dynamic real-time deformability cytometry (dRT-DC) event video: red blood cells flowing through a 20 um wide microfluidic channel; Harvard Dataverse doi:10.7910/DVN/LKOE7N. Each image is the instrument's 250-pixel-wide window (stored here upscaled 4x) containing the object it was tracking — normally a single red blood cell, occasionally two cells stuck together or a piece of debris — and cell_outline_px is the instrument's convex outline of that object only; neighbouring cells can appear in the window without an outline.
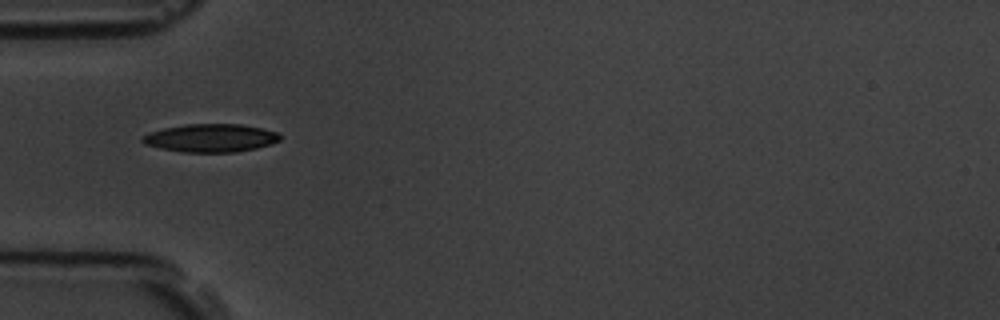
{"species": "common noctule bat (a hibernating species)", "species_latin": "Nyctalus noctula", "temperature_condition": "room temperature", "stored_images_in_passage": 4, "camera_frame_rate_fps": 3000, "um_per_image_px": 0.085, "animal": {"sex": "male", "body_mass_g": 19.5, "forearm_length_mm": 54.6}, "frame": {"image": 1, "passage_image": 2, "time_ms": 2.0, "image_size_px": [1000, 320], "cell_outline_px": [[280, 140], [272, 144], [256, 148], [236, 152], [184, 152], [160, 148], [144, 144], [140, 140], [148, 132], [164, 128], [184, 124], [240, 124], [260, 128], [276, 132], [280, 136]], "centroid_in_image_um": [17.89, 11.73], "position_along_channel_um": 67.1, "area_um2": 22.48}}
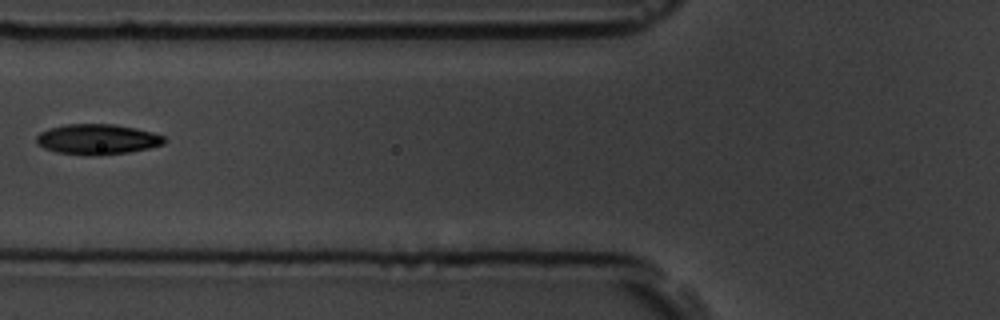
{"frame": {"image": 2, "passage_image": 3, "time_ms": 3.333, "image_size_px": [1000, 320], "cell_outline_px": [[168, 140], [164, 144], [148, 148], [128, 152], [100, 156], [88, 156], [56, 152], [44, 148], [36, 144], [36, 136], [40, 132], [48, 128], [64, 124], [116, 124], [136, 128], [152, 132], [164, 136]], "centroid_in_image_um": [8.26, 11.84], "position_along_channel_um": 117.5, "area_um2": 23.0}}
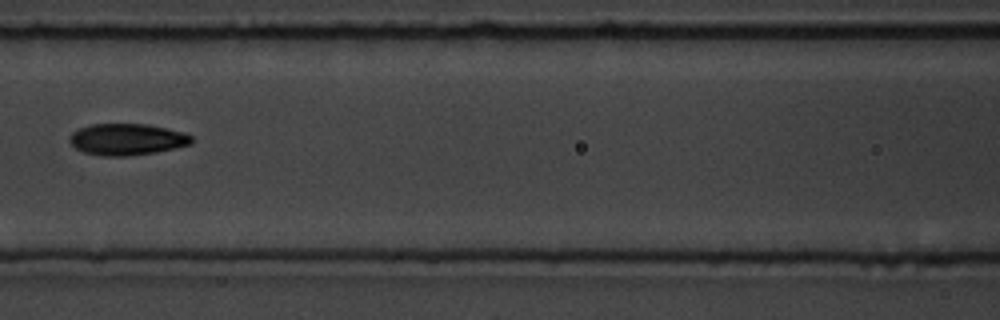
{"frame": {"image": 3, "passage_image": 4, "time_ms": 4.333, "image_size_px": [1000, 320], "cell_outline_px": [[192, 144], [176, 148], [156, 152], [128, 156], [104, 156], [84, 152], [76, 148], [68, 140], [72, 132], [80, 128], [92, 124], [148, 124], [168, 128], [184, 132], [192, 136]], "centroid_in_image_um": [10.82, 11.84], "position_along_channel_um": 155.8, "area_um2": 22.48}}